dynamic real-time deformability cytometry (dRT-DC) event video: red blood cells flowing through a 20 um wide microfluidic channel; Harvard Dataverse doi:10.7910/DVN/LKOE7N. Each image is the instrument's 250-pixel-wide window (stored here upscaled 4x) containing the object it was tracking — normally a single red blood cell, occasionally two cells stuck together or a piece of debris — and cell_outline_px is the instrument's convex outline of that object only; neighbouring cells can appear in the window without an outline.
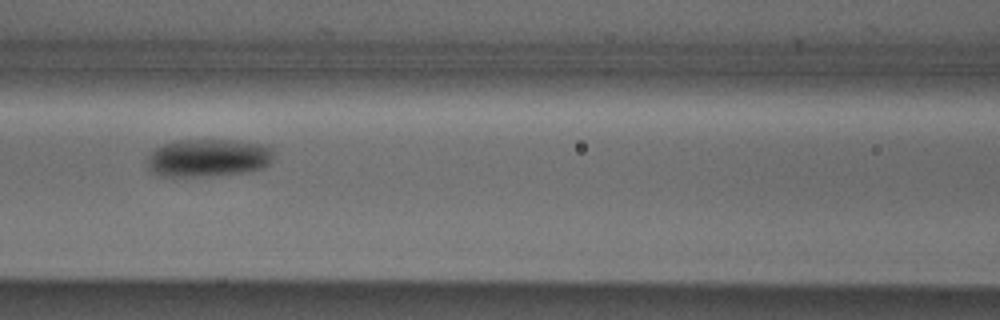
{"species": "Egyptian fruit bat (a non-hibernating species)", "species_latin": "Rousettus aegyptiacus", "temperature_condition": "cold", "stored_images_in_passage": 7, "camera_frame_rate_fps": 3000, "um_per_image_px": 0.085, "animal": {"sex": "male"}, "frame": {"image": 1, "passage_image": 7, "time_ms": 7.333, "image_size_px": [1000, 320], "cell_outline_px": [[272, 160], [268, 164], [260, 168], [244, 172], [200, 176], [156, 176], [148, 168], [148, 156], [156, 148], [164, 144], [176, 140], [236, 140], [272, 144]], "centroid_in_image_um": [17.71, 13.4], "position_along_channel_um": 148.9, "area_um2": 27.98}}